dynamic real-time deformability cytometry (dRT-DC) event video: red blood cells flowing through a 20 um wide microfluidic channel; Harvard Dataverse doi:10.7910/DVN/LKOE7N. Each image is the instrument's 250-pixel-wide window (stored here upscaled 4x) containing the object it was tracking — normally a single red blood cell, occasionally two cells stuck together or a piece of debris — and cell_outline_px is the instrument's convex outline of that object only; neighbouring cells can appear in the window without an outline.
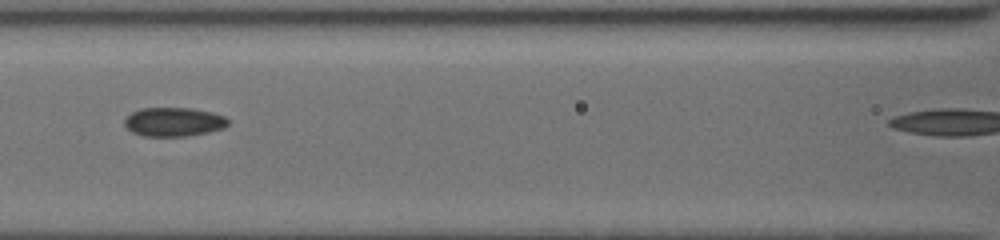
{"species": "common noctule bat (a hibernating species)", "species_latin": "Nyctalus noctula", "temperature_condition": "cold", "stored_images_in_passage": 12, "camera_frame_rate_fps": 3000, "um_per_image_px": 0.085, "animal": {"sex": "female", "body_mass_g": 19.5, "forearm_length_mm": 54.1}, "frame": {"image": 1, "passage_image": 9, "time_ms": 6.0, "image_size_px": [1000, 240], "cell_outline_px": [[228, 124], [224, 128], [208, 132], [184, 136], [144, 136], [132, 132], [124, 124], [124, 120], [132, 112], [140, 108], [192, 108], [212, 112], [224, 116], [228, 120]], "centroid_in_image_um": [14.77, 10.35], "position_along_channel_um": 151.8, "area_um2": 17.4}}
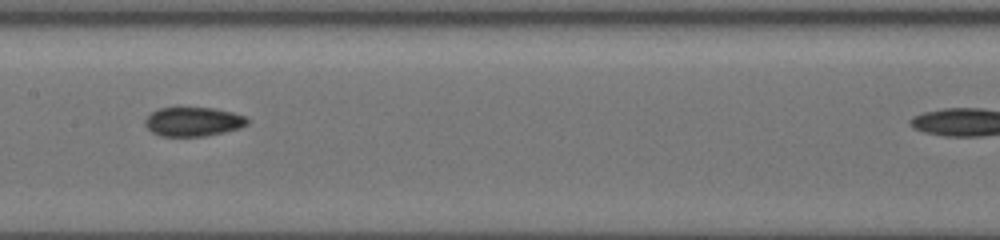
{"frame": {"image": 2, "passage_image": 10, "time_ms": 7.0, "image_size_px": [1000, 240], "cell_outline_px": [[248, 124], [240, 128], [224, 132], [204, 136], [160, 136], [152, 132], [144, 124], [144, 120], [152, 112], [160, 108], [176, 104], [216, 108], [248, 116]], "centroid_in_image_um": [16.41, 10.28], "position_along_channel_um": 191.0, "area_um2": 18.21}}